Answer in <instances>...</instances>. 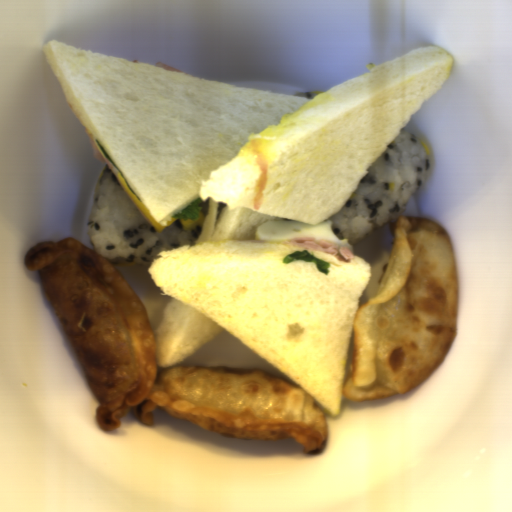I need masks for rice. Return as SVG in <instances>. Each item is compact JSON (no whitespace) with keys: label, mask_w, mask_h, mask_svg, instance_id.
Returning <instances> with one entry per match:
<instances>
[{"label":"rice","mask_w":512,"mask_h":512,"mask_svg":"<svg viewBox=\"0 0 512 512\" xmlns=\"http://www.w3.org/2000/svg\"><path fill=\"white\" fill-rule=\"evenodd\" d=\"M422 141L401 129L355 186L340 211L327 221L352 246L397 222L432 173ZM326 221V222H327Z\"/></svg>","instance_id":"652b925c"},{"label":"rice","mask_w":512,"mask_h":512,"mask_svg":"<svg viewBox=\"0 0 512 512\" xmlns=\"http://www.w3.org/2000/svg\"><path fill=\"white\" fill-rule=\"evenodd\" d=\"M209 202H210V199H207V200H203L199 207H202L199 212H201L202 216L206 219V216H207V212H208V207H209Z\"/></svg>","instance_id":"8eca5e8b"},{"label":"rice","mask_w":512,"mask_h":512,"mask_svg":"<svg viewBox=\"0 0 512 512\" xmlns=\"http://www.w3.org/2000/svg\"><path fill=\"white\" fill-rule=\"evenodd\" d=\"M292 95H298V96H301V97H304V98H307V99H313V98H316L317 96H319L320 94H315V93H312V92H300V93H296V94H292Z\"/></svg>","instance_id":"acb35da6"},{"label":"rice","mask_w":512,"mask_h":512,"mask_svg":"<svg viewBox=\"0 0 512 512\" xmlns=\"http://www.w3.org/2000/svg\"><path fill=\"white\" fill-rule=\"evenodd\" d=\"M203 225L185 231L178 219L157 231L114 170L104 166L94 189L86 231L110 265L148 266L166 249L195 245Z\"/></svg>","instance_id":"023b6e5f"}]
</instances>
